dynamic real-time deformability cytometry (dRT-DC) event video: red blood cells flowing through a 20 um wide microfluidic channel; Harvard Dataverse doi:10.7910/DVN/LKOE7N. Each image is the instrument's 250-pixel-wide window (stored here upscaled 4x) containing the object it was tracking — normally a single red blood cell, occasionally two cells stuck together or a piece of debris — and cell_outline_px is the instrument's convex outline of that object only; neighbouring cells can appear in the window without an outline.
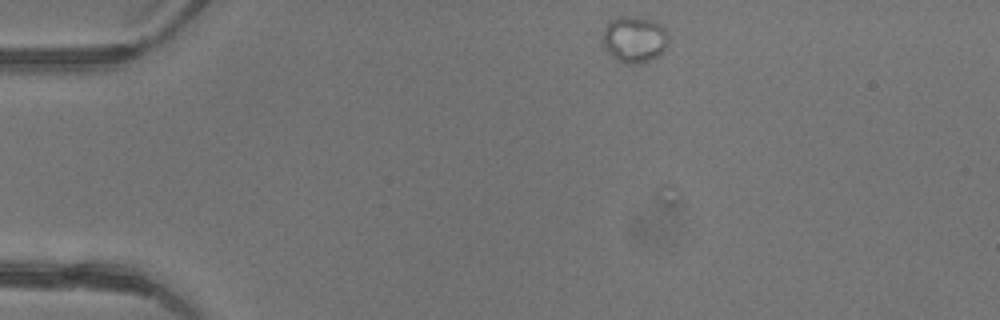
{"species": "common noctule bat (a hibernating species)", "species_latin": "Nyctalus noctula", "temperature_condition": "warm", "stored_images_in_passage": 4, "camera_frame_rate_fps": 3000, "um_per_image_px": 0.085, "animal": {"sex": "female"}, "frame": {"image": 1, "passage_image": 4, "time_ms": 1.0, "image_size_px": [1000, 320], "cell_outline_px": [[668, 44], [660, 56], [644, 64], [628, 64], [616, 60], [608, 52], [604, 44], [604, 28], [616, 16], [632, 16], [656, 20], [664, 28], [668, 36]], "centroid_in_image_um": [53.97, 3.36], "position_along_channel_um": 31.0, "area_um2": 18.03}}